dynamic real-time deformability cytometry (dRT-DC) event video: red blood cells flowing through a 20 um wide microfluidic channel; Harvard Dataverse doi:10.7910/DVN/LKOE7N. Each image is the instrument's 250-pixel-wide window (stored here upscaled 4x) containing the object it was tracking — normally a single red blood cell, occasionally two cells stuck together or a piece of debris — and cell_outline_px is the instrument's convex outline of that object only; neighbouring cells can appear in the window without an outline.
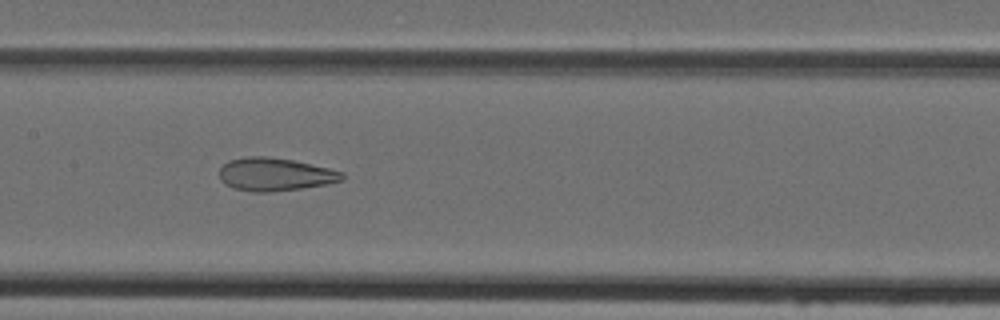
{"species": "Egyptian fruit bat (a non-hibernating species)", "species_latin": "Rousettus aegyptiacus", "temperature_condition": "cold", "stored_images_in_passage": 48, "camera_frame_rate_fps": 3000, "um_per_image_px": 0.085, "animal": {"sex": "female"}, "frame": {"image": 1, "passage_image": 24, "time_ms": 7.667, "image_size_px": [1000, 320], "cell_outline_px": [[344, 180], [324, 184], [300, 188], [268, 192], [252, 192], [232, 188], [224, 184], [220, 180], [220, 168], [228, 160], [248, 156], [264, 156], [292, 160], [328, 168], [344, 172]], "centroid_in_image_um": [23.34, 14.82], "position_along_channel_um": 184.1, "area_um2": 23.52}}
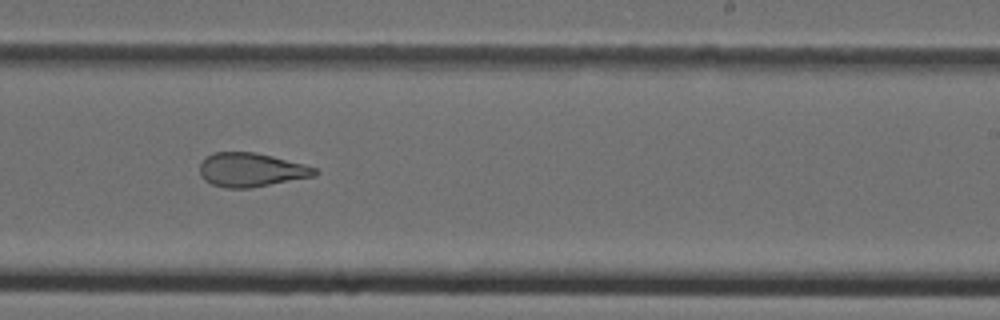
{"frame": {"image": 2, "passage_image": 30, "time_ms": 9.667, "image_size_px": [1000, 320], "cell_outline_px": [[320, 172], [316, 176], [248, 188], [224, 188], [212, 184], [204, 180], [200, 176], [200, 164], [212, 152], [256, 152], [304, 164], [316, 168]], "centroid_in_image_um": [21.35, 14.44], "position_along_channel_um": 267.6, "area_um2": 22.72}}
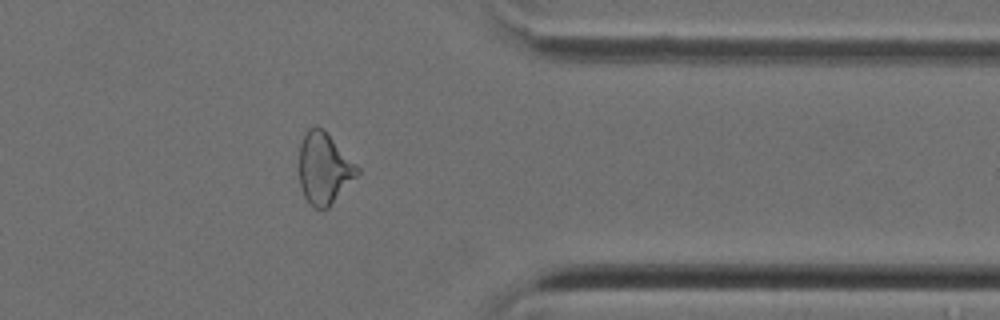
{"frame": {"image": 3, "passage_image": 39, "time_ms": 12.667, "image_size_px": [1000, 320], "cell_outline_px": [[360, 172], [328, 208], [316, 208], [304, 196], [300, 184], [300, 144], [308, 128], [316, 124], [324, 128], [360, 168]], "centroid_in_image_um": [27.56, 14.26], "position_along_channel_um": 383.8, "area_um2": 24.04}}